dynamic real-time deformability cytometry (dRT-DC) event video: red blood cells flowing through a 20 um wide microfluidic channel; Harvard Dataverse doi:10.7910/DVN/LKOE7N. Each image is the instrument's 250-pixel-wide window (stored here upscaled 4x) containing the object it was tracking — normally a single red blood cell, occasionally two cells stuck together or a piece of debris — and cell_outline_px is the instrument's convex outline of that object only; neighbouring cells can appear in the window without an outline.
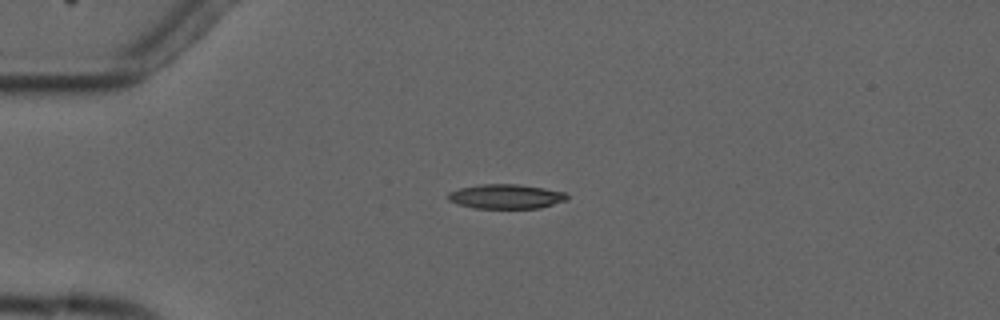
{"species": "common noctule bat (a hibernating species)", "species_latin": "Nyctalus noctula", "temperature_condition": "cold", "stored_images_in_passage": 7, "camera_frame_rate_fps": 3000, "um_per_image_px": 0.085, "animal": {"sex": "male", "forearm_length_mm": 52.5}, "frame": {"image": 1, "passage_image": 4, "time_ms": 4.333, "image_size_px": [1000, 320], "cell_outline_px": [[568, 200], [540, 208], [476, 208], [456, 204], [448, 200], [448, 192], [460, 188], [480, 184], [516, 184], [544, 188], [564, 192], [568, 196]], "centroid_in_image_um": [43.0, 16.7], "position_along_channel_um": 42.0, "area_um2": 16.99}}
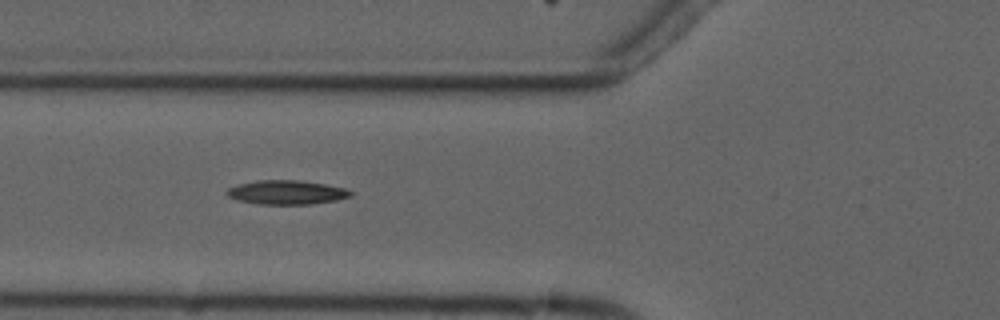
{"frame": {"image": 2, "passage_image": 6, "time_ms": 6.667, "image_size_px": [1000, 320], "cell_outline_px": [[352, 196], [336, 200], [312, 204], [256, 204], [236, 200], [228, 196], [224, 192], [228, 188], [236, 184], [256, 180], [300, 180], [328, 184], [348, 188], [352, 192]], "centroid_in_image_um": [24.35, 16.34], "position_along_channel_um": 101.4, "area_um2": 17.74}}
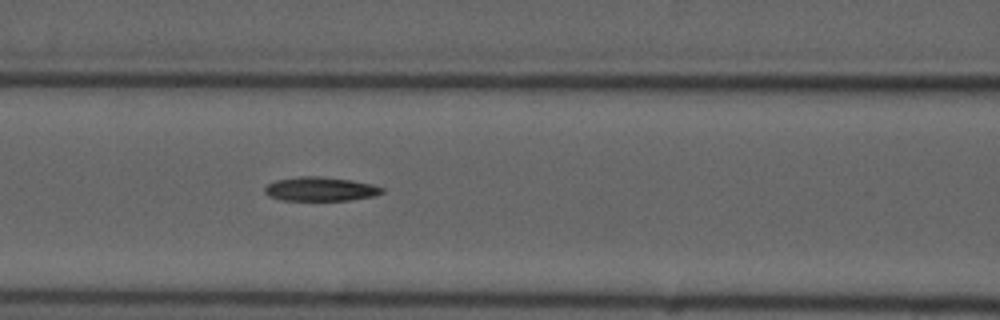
{"frame": {"image": 3, "passage_image": 7, "time_ms": 7.667, "image_size_px": [1000, 320], "cell_outline_px": [[384, 192], [372, 196], [348, 200], [280, 200], [268, 196], [264, 192], [264, 188], [268, 184], [276, 180], [300, 176], [316, 176], [352, 180], [372, 184], [384, 188]], "centroid_in_image_um": [27.21, 16.06], "position_along_channel_um": 139.4, "area_um2": 16.36}}